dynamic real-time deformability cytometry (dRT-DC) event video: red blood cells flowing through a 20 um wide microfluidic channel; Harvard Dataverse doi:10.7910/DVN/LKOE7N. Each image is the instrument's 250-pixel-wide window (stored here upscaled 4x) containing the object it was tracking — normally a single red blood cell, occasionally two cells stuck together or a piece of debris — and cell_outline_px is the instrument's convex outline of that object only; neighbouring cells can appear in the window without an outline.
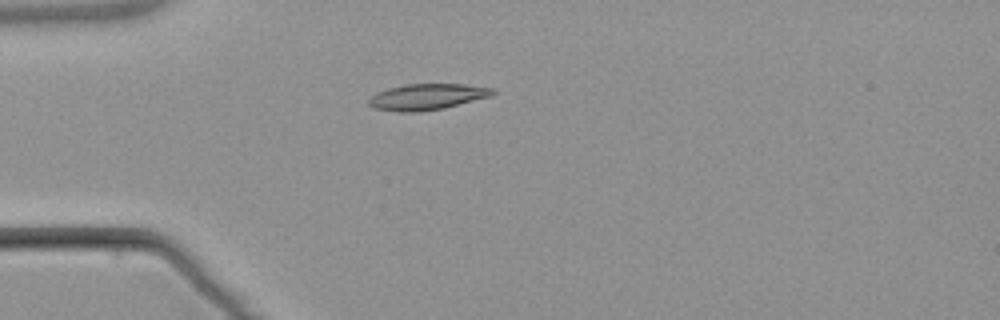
{"species": "common noctule bat (a hibernating species)", "species_latin": "Nyctalus noctula", "temperature_condition": "warm", "stored_images_in_passage": 4, "camera_frame_rate_fps": 3000, "um_per_image_px": 0.085, "animal": {"sex": "male", "body_mass_g": 21.5, "forearm_length_mm": 52.0}, "frame": {"image": 1, "passage_image": 4, "time_ms": 3.667, "image_size_px": [1000, 320], "cell_outline_px": [[496, 92], [492, 96], [444, 108], [420, 112], [400, 112], [372, 108], [368, 104], [368, 96], [376, 92], [388, 88], [404, 84], [464, 84], [492, 88]], "centroid_in_image_um": [36.25, 8.23], "position_along_channel_um": 48.7, "area_um2": 19.07}}